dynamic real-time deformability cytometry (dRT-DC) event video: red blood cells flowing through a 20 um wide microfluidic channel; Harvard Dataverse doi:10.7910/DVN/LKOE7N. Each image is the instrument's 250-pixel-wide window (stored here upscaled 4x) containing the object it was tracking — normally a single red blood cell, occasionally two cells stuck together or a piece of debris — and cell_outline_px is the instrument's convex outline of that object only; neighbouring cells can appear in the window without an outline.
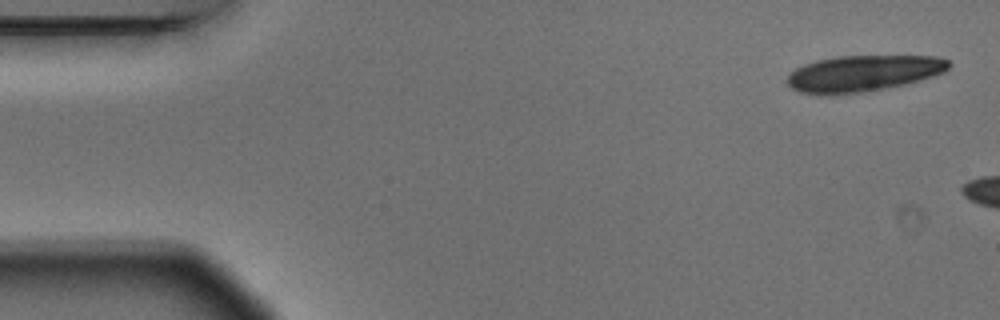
{"species": "Egyptian fruit bat (a non-hibernating species)", "species_latin": "Rousettus aegyptiacus", "temperature_condition": "warm", "stored_images_in_passage": 2, "camera_frame_rate_fps": 3000, "um_per_image_px": 0.085, "animal": {"sex": "male"}, "frame": {"image": 1, "passage_image": 1, "time_ms": 0.0, "image_size_px": [1000, 320], "cell_outline_px": [[952, 64], [944, 72], [932, 76], [904, 84], [884, 88], [860, 92], [832, 96], [820, 96], [800, 92], [792, 88], [788, 84], [788, 76], [796, 68], [804, 64], [816, 60], [836, 56], [936, 56], [948, 60]], "centroid_in_image_um": [73.33, 6.24], "position_along_channel_um": 11.7, "area_um2": 34.16}}